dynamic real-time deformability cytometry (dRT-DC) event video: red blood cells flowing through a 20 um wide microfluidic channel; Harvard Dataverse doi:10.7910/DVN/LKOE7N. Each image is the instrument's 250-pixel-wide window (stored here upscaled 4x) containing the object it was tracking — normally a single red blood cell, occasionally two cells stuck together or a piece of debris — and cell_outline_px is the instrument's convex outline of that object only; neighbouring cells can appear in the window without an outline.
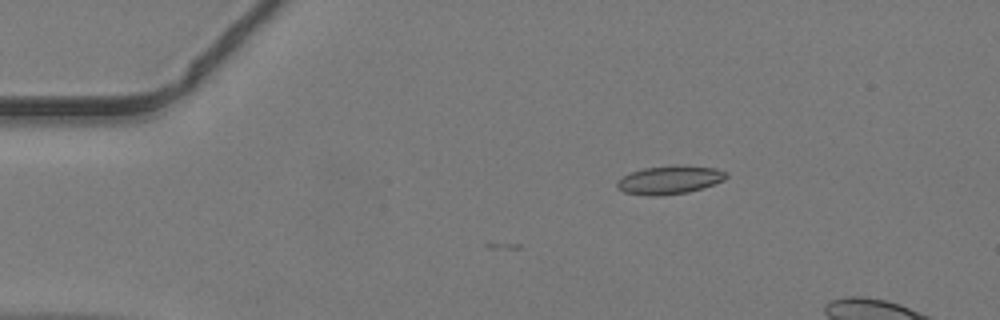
{"species": "common noctule bat (a hibernating species)", "species_latin": "Nyctalus noctula", "temperature_condition": "warm", "stored_images_in_passage": 4, "camera_frame_rate_fps": 3000, "um_per_image_px": 0.085, "animal": {"sex": "male", "body_mass_g": 19.2, "forearm_length_mm": 51.8}, "frame": {"image": 1, "passage_image": 4, "time_ms": 1.0, "image_size_px": [1000, 320], "cell_outline_px": [[728, 176], [724, 180], [688, 192], [660, 196], [648, 196], [624, 192], [616, 188], [616, 184], [624, 176], [632, 172], [644, 168], [716, 168], [728, 172]], "centroid_in_image_um": [56.88, 15.35], "position_along_channel_um": 28.1, "area_um2": 17.05}}